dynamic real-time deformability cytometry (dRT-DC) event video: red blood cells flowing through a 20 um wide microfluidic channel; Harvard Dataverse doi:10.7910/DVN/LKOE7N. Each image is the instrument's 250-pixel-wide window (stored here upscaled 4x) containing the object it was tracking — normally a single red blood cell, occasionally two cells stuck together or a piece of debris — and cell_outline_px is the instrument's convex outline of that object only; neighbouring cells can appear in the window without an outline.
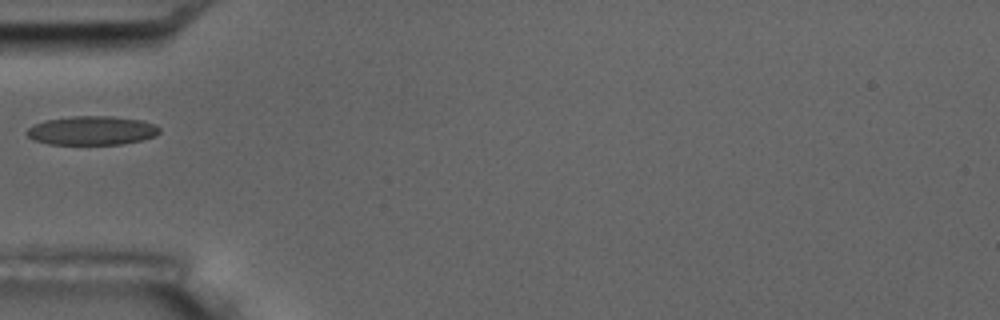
{"species": "common noctule bat (a hibernating species)", "species_latin": "Nyctalus noctula", "temperature_condition": "room temperature", "stored_images_in_passage": 1, "camera_frame_rate_fps": 3000, "um_per_image_px": 0.085, "animal": {"sex": "male", "body_mass_g": 17.5, "forearm_length_mm": 52.3}, "frame": {"image": 1, "passage_image": 1, "time_ms": 0.0, "image_size_px": [1000, 320], "cell_outline_px": [[160, 132], [156, 136], [140, 140], [120, 144], [48, 144], [36, 140], [28, 136], [24, 132], [32, 124], [44, 120], [72, 116], [112, 116], [140, 120], [156, 124], [160, 128]], "centroid_in_image_um": [7.79, 11.08], "position_along_channel_um": 77.2, "area_um2": 22.43}}